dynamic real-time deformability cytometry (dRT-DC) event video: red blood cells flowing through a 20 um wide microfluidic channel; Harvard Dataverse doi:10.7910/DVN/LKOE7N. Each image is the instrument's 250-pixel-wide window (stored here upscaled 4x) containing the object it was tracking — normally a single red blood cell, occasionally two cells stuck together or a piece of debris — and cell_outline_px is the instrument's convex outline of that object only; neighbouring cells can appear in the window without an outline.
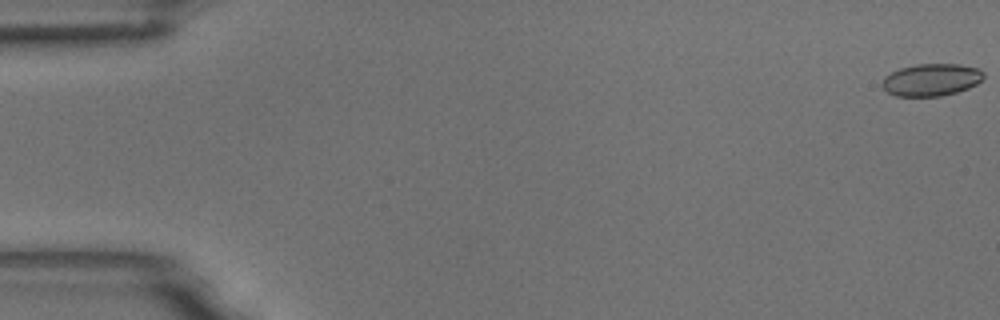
{"species": "common noctule bat (a hibernating species)", "species_latin": "Nyctalus noctula", "temperature_condition": "room temperature", "stored_images_in_passage": 6, "camera_frame_rate_fps": 3000, "um_per_image_px": 0.085, "animal": {"sex": "male", "body_mass_g": 18.8}, "frame": {"image": 1, "passage_image": 1, "time_ms": 0.0, "image_size_px": [1000, 320], "cell_outline_px": [[984, 76], [976, 84], [968, 88], [956, 92], [940, 96], [896, 96], [888, 92], [880, 84], [884, 76], [900, 68], [916, 64], [960, 64], [980, 68], [984, 72]], "centroid_in_image_um": [79.16, 6.77], "position_along_channel_um": 5.8, "area_um2": 19.13}}
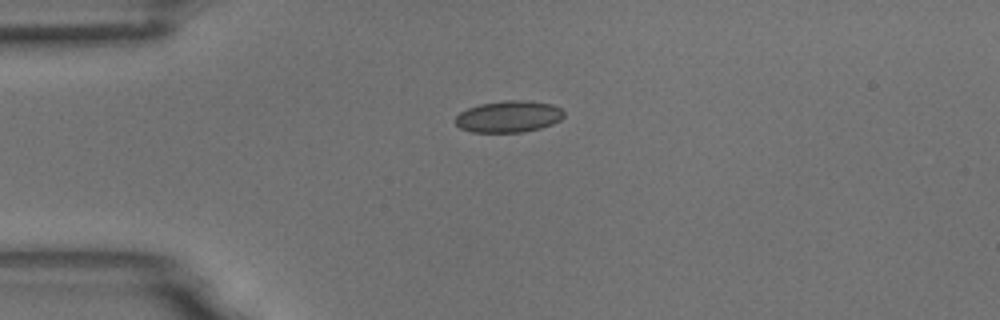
{"frame": {"image": 2, "passage_image": 5, "time_ms": 1.333, "image_size_px": [1000, 320], "cell_outline_px": [[564, 116], [560, 120], [552, 124], [540, 128], [520, 132], [472, 132], [460, 128], [456, 124], [456, 116], [460, 112], [468, 108], [480, 104], [508, 100], [524, 100], [552, 104], [560, 108], [564, 112]], "centroid_in_image_um": [43.24, 9.9], "position_along_channel_um": 41.8, "area_um2": 19.88}}